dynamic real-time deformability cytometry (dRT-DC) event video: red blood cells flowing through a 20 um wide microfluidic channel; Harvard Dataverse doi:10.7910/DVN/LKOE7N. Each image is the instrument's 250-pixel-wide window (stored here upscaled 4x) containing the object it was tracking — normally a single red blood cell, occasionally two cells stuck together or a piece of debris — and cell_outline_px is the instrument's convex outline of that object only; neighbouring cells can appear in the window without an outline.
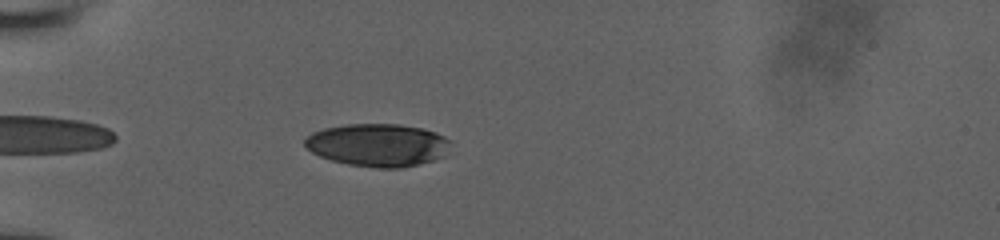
{"species": "human", "species_latin": "Homo sapiens", "temperature_condition": "room temperature", "stored_images_in_passage": 6, "camera_frame_rate_fps": 3000, "um_per_image_px": 0.085, "donor": {"sex": "male"}, "frame": {"image": 1, "passage_image": 4, "time_ms": 1.0, "image_size_px": [1000, 240], "cell_outline_px": [[452, 140], [444, 156], [420, 164], [400, 168], [376, 168], [348, 164], [332, 160], [320, 156], [312, 152], [304, 144], [304, 140], [312, 132], [324, 128], [348, 124], [400, 124], [424, 128], [436, 132]], "centroid_in_image_um": [32.14, 12.32], "position_along_channel_um": 52.9, "area_um2": 36.47}}